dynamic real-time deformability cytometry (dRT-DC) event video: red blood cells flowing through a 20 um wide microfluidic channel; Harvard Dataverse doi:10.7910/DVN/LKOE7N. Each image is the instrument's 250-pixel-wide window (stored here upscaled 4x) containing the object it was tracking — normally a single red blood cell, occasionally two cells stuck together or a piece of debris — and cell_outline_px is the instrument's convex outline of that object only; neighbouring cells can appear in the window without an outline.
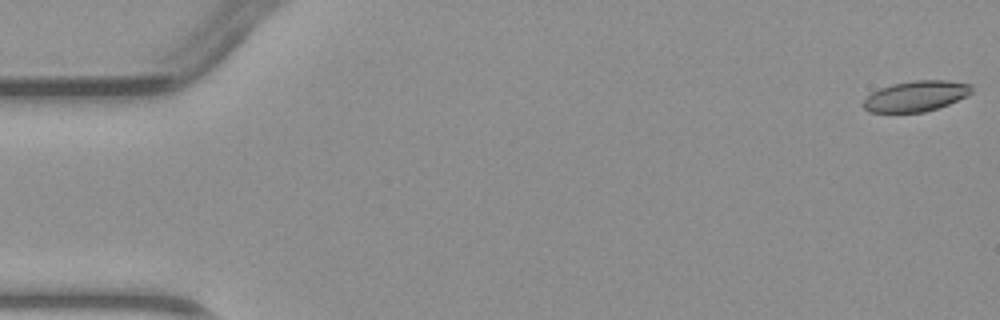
{"species": "common noctule bat (a hibernating species)", "species_latin": "Nyctalus noctula", "temperature_condition": "warm", "stored_images_in_passage": 5, "segment_of_instrument_passage": [1, 2], "camera_frame_rate_fps": 3000, "um_per_image_px": 0.085, "animal": {"sex": "male", "body_mass_g": 23.1, "forearm_length_mm": 52.7}, "frame": {"image": 1, "passage_image": 1, "time_ms": 0.0, "image_size_px": [1000, 320], "cell_outline_px": [[972, 92], [968, 96], [948, 104], [924, 112], [868, 112], [860, 104], [872, 92], [880, 88], [892, 84], [916, 80], [948, 80], [972, 84]], "centroid_in_image_um": [77.86, 8.16], "position_along_channel_um": 7.1, "area_um2": 19.36}}
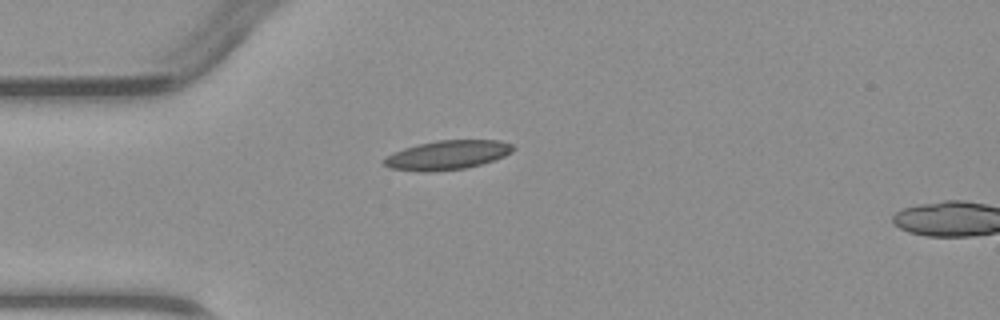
{"frame": {"image": 2, "passage_image": 4, "time_ms": 4.0, "image_size_px": [1000, 320], "cell_outline_px": [[516, 148], [512, 152], [504, 156], [480, 164], [464, 168], [424, 172], [420, 172], [388, 168], [380, 160], [384, 156], [404, 148], [416, 144], [436, 140], [500, 140], [512, 144]], "centroid_in_image_um": [37.97, 13.17], "position_along_channel_um": 47.0, "area_um2": 22.08}}